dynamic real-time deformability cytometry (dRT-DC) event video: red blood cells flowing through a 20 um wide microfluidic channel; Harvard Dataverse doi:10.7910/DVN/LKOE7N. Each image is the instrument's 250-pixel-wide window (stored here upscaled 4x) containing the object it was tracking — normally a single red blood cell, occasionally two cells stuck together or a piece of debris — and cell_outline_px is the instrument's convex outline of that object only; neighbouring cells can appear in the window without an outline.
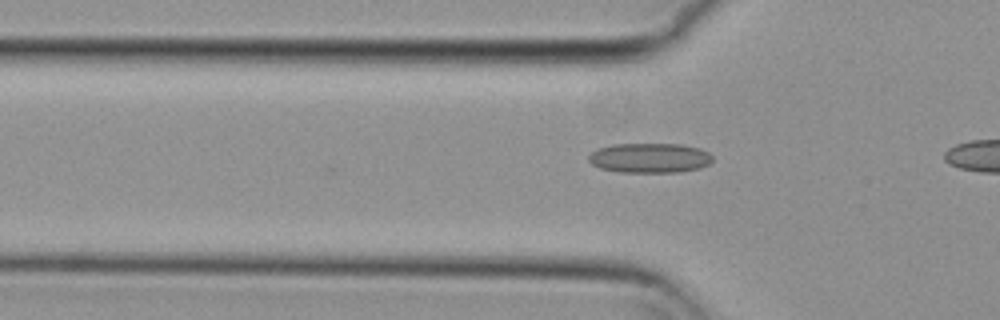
{"species": "common noctule bat (a hibernating species)", "species_latin": "Nyctalus noctula", "temperature_condition": "cold", "stored_images_in_passage": 5, "camera_frame_rate_fps": 3000, "um_per_image_px": 0.085, "animal": {"sex": "female", "body_mass_g": 29.2, "forearm_length_mm": 56.3}, "frame": {"image": 1, "passage_image": 3, "time_ms": 0.667, "image_size_px": [1000, 320], "cell_outline_px": [[712, 160], [708, 164], [700, 168], [680, 172], [620, 172], [600, 168], [592, 164], [588, 160], [588, 156], [596, 148], [612, 144], [680, 144], [700, 148], [708, 152], [712, 156]], "centroid_in_image_um": [55.21, 13.42], "position_along_channel_um": 70.6, "area_um2": 21.62}}